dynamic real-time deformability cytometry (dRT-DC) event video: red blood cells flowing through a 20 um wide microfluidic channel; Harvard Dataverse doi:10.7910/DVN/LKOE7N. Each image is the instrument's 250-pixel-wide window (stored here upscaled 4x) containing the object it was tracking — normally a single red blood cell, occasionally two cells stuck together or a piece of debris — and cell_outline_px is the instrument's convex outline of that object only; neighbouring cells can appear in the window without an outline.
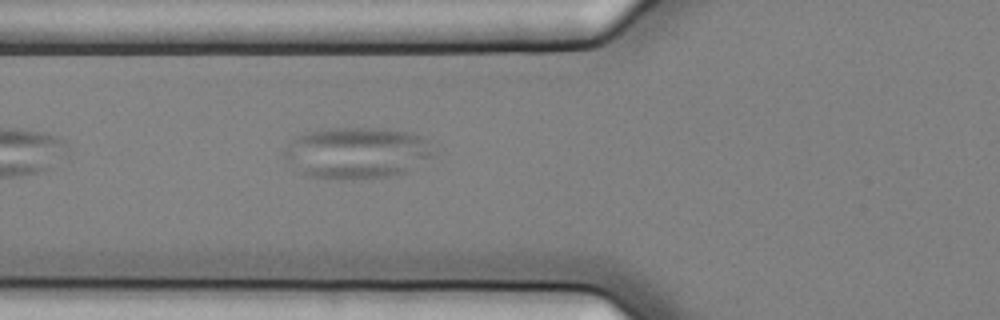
{"species": "common noctule bat (a hibernating species)", "species_latin": "Nyctalus noctula", "temperature_condition": "cold", "stored_images_in_passage": 2, "camera_frame_rate_fps": 3000, "um_per_image_px": 0.085, "animal": {"sex": "female", "body_mass_g": 25.1}, "frame": {"image": 1, "passage_image": 2, "time_ms": 0.333, "image_size_px": [1000, 320], "cell_outline_px": [[436, 156], [408, 172], [388, 176], [340, 180], [336, 180], [308, 176], [300, 172], [284, 156], [284, 152], [292, 136], [324, 128], [384, 128], [408, 132], [424, 136], [428, 140]], "centroid_in_image_um": [30.37, 12.98], "position_along_channel_um": 95.4, "area_um2": 45.37}}